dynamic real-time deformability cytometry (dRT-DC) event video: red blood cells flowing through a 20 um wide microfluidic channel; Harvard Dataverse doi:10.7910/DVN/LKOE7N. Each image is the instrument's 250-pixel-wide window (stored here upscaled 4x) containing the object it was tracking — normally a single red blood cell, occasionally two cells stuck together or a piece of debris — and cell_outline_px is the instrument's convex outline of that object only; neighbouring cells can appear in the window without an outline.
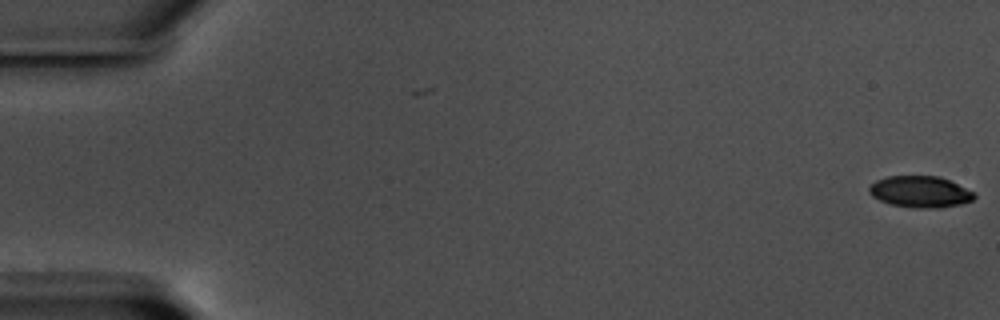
{"species": "common noctule bat (a hibernating species)", "species_latin": "Nyctalus noctula", "temperature_condition": "warm", "stored_images_in_passage": 6, "camera_frame_rate_fps": 3000, "um_per_image_px": 0.085, "animal": {"sex": "male", "body_mass_g": 17.5, "forearm_length_mm": 52.3}, "frame": {"image": 1, "passage_image": 6, "time_ms": 1.667, "image_size_px": [1000, 320], "cell_outline_px": [[976, 196], [972, 200], [960, 204], [940, 208], [916, 208], [892, 204], [880, 200], [872, 196], [868, 192], [868, 188], [876, 180], [888, 176], [940, 176], [976, 192]], "centroid_in_image_um": [78.24, 16.29], "position_along_channel_um": 6.8, "area_um2": 19.31}}